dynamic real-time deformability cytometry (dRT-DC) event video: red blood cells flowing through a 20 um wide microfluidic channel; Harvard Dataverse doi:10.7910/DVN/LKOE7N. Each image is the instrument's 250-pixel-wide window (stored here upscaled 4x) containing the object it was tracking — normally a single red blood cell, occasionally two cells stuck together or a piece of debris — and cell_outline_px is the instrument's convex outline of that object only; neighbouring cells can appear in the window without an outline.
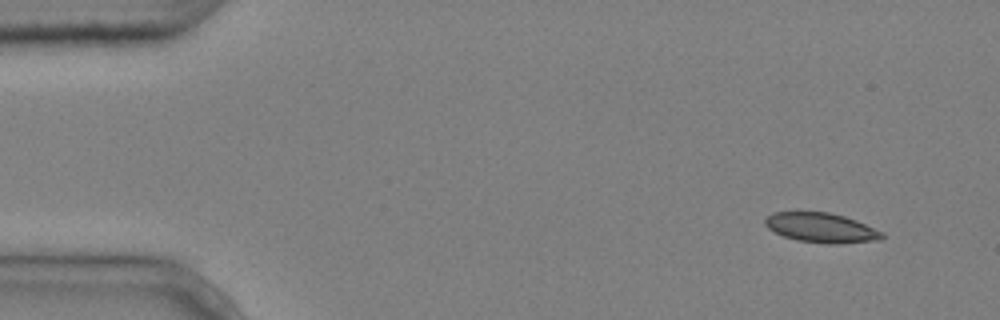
{"species": "common noctule bat (a hibernating species)", "species_latin": "Nyctalus noctula", "temperature_condition": "cold", "stored_images_in_passage": 6, "camera_frame_rate_fps": 3000, "um_per_image_px": 0.085, "animal": {"sex": "male", "body_mass_g": 20.4}, "frame": {"image": 1, "passage_image": 2, "time_ms": 0.333, "image_size_px": [1000, 320], "cell_outline_px": [[884, 236], [880, 240], [836, 244], [828, 244], [796, 240], [784, 236], [768, 228], [764, 224], [764, 220], [772, 212], [828, 212], [844, 216], [856, 220], [884, 232]], "centroid_in_image_um": [69.82, 19.36], "position_along_channel_um": 15.2, "area_um2": 20.23}}
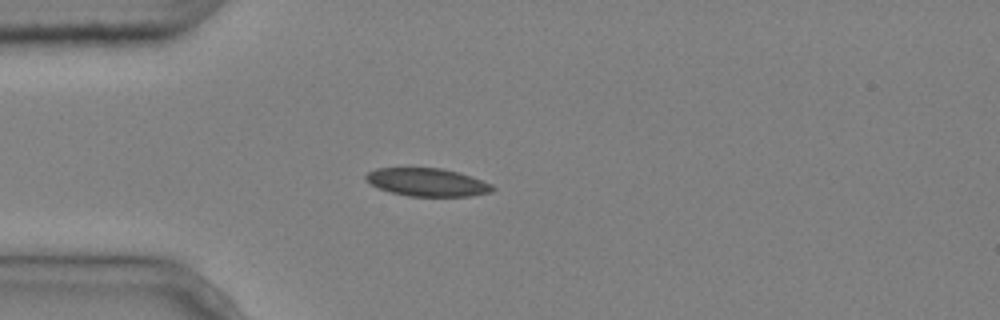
{"frame": {"image": 2, "passage_image": 5, "time_ms": 1.333, "image_size_px": [1000, 320], "cell_outline_px": [[496, 188], [492, 192], [472, 196], [408, 196], [388, 192], [364, 180], [364, 176], [368, 172], [376, 168], [440, 168], [460, 172], [472, 176], [492, 184]], "centroid_in_image_um": [36.34, 15.49], "position_along_channel_um": 48.7, "area_um2": 20.87}}